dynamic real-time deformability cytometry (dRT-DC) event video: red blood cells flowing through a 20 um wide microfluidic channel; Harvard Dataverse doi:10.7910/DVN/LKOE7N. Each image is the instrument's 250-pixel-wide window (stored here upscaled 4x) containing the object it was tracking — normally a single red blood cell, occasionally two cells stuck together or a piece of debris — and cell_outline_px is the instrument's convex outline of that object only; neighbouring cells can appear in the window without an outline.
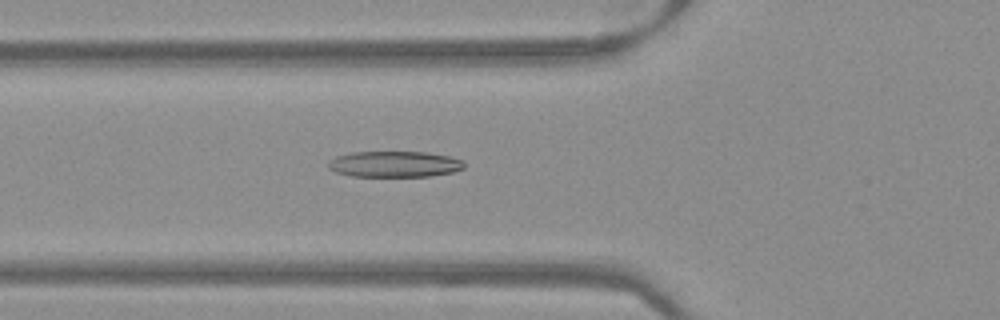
{"species": "Egyptian fruit bat (a non-hibernating species)", "species_latin": "Rousettus aegyptiacus", "temperature_condition": "warm", "stored_images_in_passage": 51, "camera_frame_rate_fps": 3000, "um_per_image_px": 0.085, "frame": {"image": 1, "passage_image": 19, "time_ms": 6.0, "image_size_px": [1000, 320], "cell_outline_px": [[464, 168], [452, 172], [428, 176], [352, 176], [336, 172], [328, 168], [328, 160], [336, 156], [352, 152], [428, 152], [448, 156], [464, 160]], "centroid_in_image_um": [33.52, 13.94], "position_along_channel_um": 92.3, "area_um2": 20.58}}
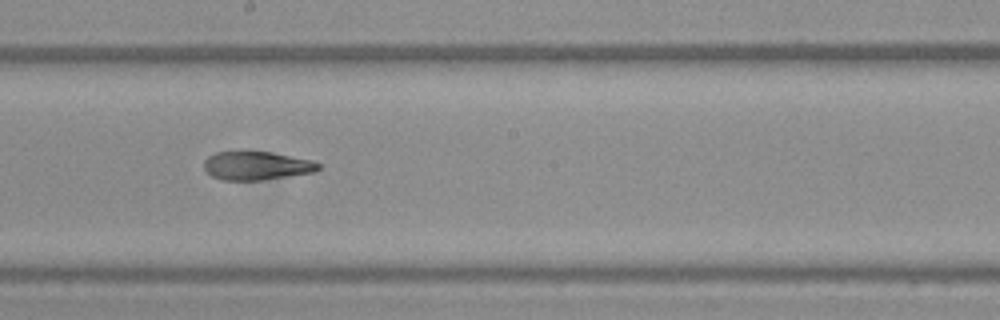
{"frame": {"image": 2, "passage_image": 29, "time_ms": 9.333, "image_size_px": [1000, 320], "cell_outline_px": [[320, 168], [316, 172], [264, 180], [220, 180], [212, 176], [204, 168], [204, 160], [208, 156], [216, 152], [272, 152], [312, 160], [320, 164]], "centroid_in_image_um": [21.83, 14.09], "position_along_channel_um": 226.4, "area_um2": 19.07}}
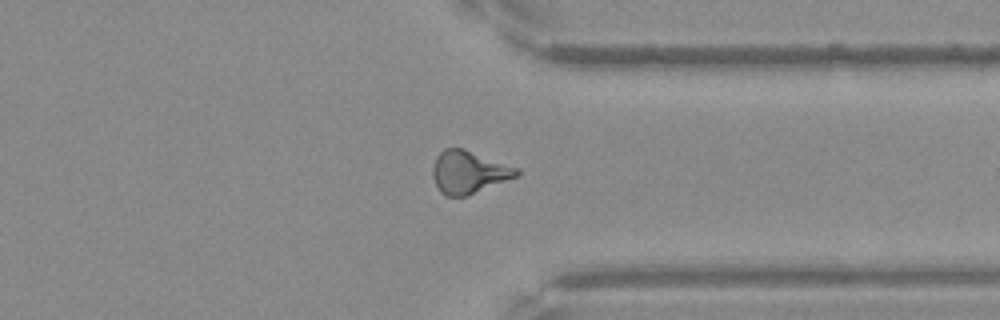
{"frame": {"image": 3, "passage_image": 40, "time_ms": 13.0, "image_size_px": [1000, 320], "cell_outline_px": [[520, 176], [468, 196], [444, 196], [440, 192], [432, 176], [432, 168], [436, 156], [444, 148], [464, 148], [520, 168]], "centroid_in_image_um": [39.88, 14.63], "position_along_channel_um": 371.5, "area_um2": 21.33}}